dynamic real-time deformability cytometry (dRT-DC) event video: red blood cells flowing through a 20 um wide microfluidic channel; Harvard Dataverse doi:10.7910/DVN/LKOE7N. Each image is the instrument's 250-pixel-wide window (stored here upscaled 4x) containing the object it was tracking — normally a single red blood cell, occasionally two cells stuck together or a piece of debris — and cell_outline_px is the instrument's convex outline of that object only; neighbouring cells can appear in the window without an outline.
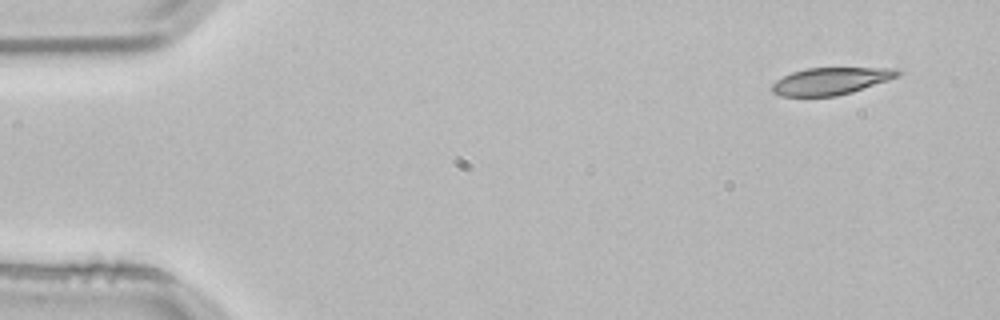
{"species": "common noctule bat (a hibernating species)", "species_latin": "Nyctalus noctula", "temperature_condition": "room temperature", "stored_images_in_passage": 3, "camera_frame_rate_fps": 3000, "um_per_image_px": 0.085, "animal": {"sex": "male", "body_mass_g": 21.5, "forearm_length_mm": 52.0}, "frame": {"image": 1, "passage_image": 1, "time_ms": 0.0, "image_size_px": [1000, 320], "cell_outline_px": [[900, 76], [852, 92], [836, 96], [780, 96], [772, 92], [772, 84], [776, 80], [792, 72], [804, 68], [896, 68], [900, 72]], "centroid_in_image_um": [70.6, 6.89], "position_along_channel_um": 14.4, "area_um2": 19.83}}
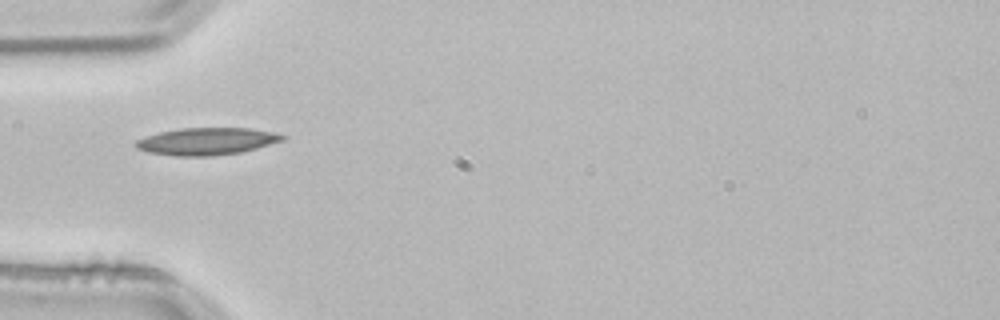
{"frame": {"image": 2, "passage_image": 3, "time_ms": 0.667, "image_size_px": [1000, 320], "cell_outline_px": [[288, 136], [284, 140], [256, 148], [240, 152], [212, 156], [172, 156], [148, 152], [136, 148], [136, 140], [144, 136], [160, 132], [180, 128], [248, 128], [272, 132]], "centroid_in_image_um": [17.55, 12.01], "position_along_channel_um": 67.5, "area_um2": 23.24}}